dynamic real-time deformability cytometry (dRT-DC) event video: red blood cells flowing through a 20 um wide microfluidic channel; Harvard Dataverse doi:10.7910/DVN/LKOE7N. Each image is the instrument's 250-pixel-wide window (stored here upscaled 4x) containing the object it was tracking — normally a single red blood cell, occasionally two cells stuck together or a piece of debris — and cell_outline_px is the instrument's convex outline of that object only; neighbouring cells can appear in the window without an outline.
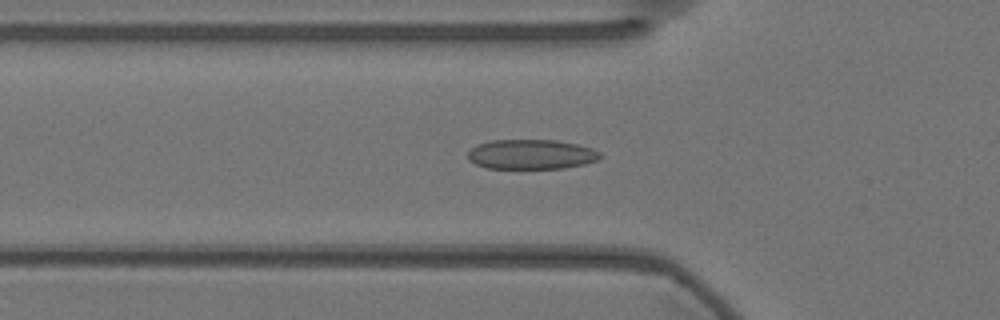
{"species": "Egyptian fruit bat (a non-hibernating species)", "species_latin": "Rousettus aegyptiacus", "temperature_condition": "warm", "stored_images_in_passage": 44, "camera_frame_rate_fps": 3000, "um_per_image_px": 0.085, "animal": {"sex": "female"}, "frame": {"image": 1, "passage_image": 11, "time_ms": 3.333, "image_size_px": [1000, 320], "cell_outline_px": [[604, 156], [600, 160], [584, 164], [564, 168], [484, 168], [468, 160], [468, 152], [476, 144], [492, 140], [556, 140], [576, 144], [592, 148], [600, 152]], "centroid_in_image_um": [45.18, 13.12], "position_along_channel_um": 80.6, "area_um2": 23.12}}
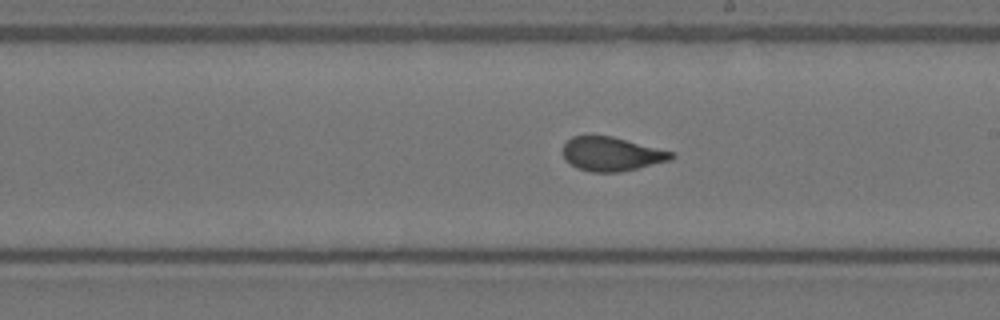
{"frame": {"image": 2, "passage_image": 24, "time_ms": 7.667, "image_size_px": [1000, 320], "cell_outline_px": [[676, 156], [672, 160], [620, 172], [592, 172], [580, 168], [564, 160], [564, 144], [572, 136], [612, 136], [672, 152]], "centroid_in_image_um": [52.0, 13.09], "position_along_channel_um": 237.0, "area_um2": 21.15}}
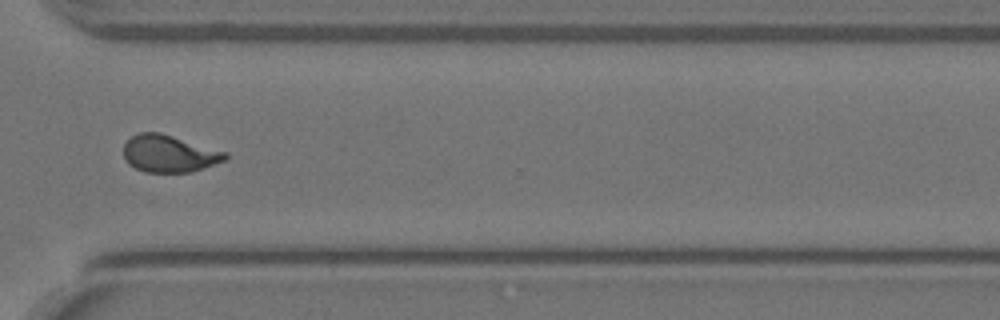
{"frame": {"image": 3, "passage_image": 34, "time_ms": 11.0, "image_size_px": [1000, 320], "cell_outline_px": [[228, 156], [224, 160], [192, 172], [144, 172], [128, 164], [124, 156], [124, 144], [132, 136], [140, 132], [160, 132], [228, 152]], "centroid_in_image_um": [14.37, 13.05], "position_along_channel_um": 356.2, "area_um2": 21.96}, "authors_computed_cell_mechanics": {"area_um2": 22.0218, "velocity_mm_per_s": 3.5859, "shape_relaxation_time_tau1_ms": 4.8668, "shape_relaxation_time_tau2_ms": 0.9935, "deformation_change_tau1": 0.17, "deformation_change_tau2": 0.0586}}